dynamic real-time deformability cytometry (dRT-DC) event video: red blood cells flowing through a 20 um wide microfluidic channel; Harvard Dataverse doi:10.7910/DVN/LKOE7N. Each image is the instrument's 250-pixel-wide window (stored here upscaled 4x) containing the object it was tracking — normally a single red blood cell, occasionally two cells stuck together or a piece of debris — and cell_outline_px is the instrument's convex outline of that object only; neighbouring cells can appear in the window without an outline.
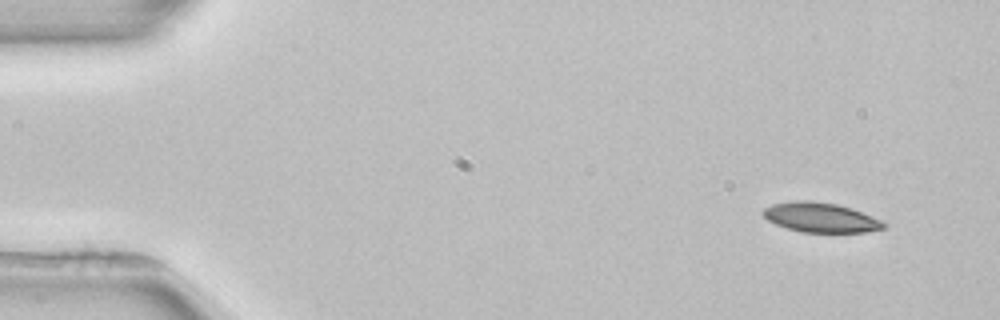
{"species": "common noctule bat (a hibernating species)", "species_latin": "Nyctalus noctula", "temperature_condition": "room temperature", "stored_images_in_passage": 5, "camera_frame_rate_fps": 3000, "um_per_image_px": 0.085, "animal": {"sex": "female", "body_mass_g": 22.7, "forearm_length_mm": 54.2}, "frame": {"image": 1, "passage_image": 1, "time_ms": 0.0, "image_size_px": [1000, 320], "cell_outline_px": [[888, 224], [884, 228], [864, 232], [800, 232], [776, 224], [768, 220], [760, 212], [764, 208], [772, 204], [796, 200], [808, 200], [836, 204], [852, 208], [880, 220]], "centroid_in_image_um": [69.73, 18.48], "position_along_channel_um": 15.3, "area_um2": 20.75}}
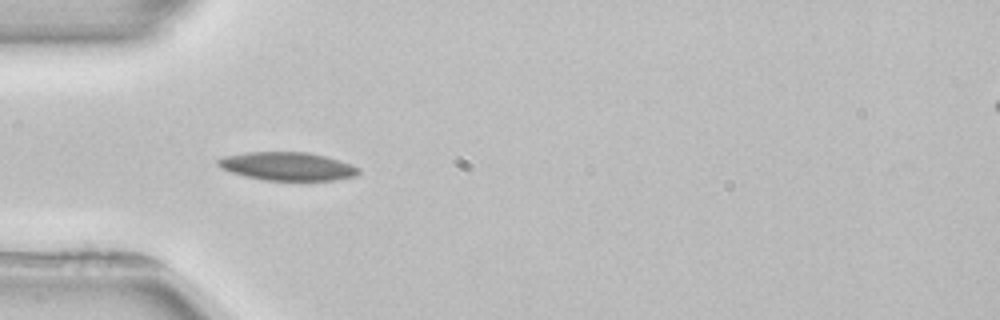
{"frame": {"image": 2, "passage_image": 4, "time_ms": 4.0, "image_size_px": [1000, 320], "cell_outline_px": [[360, 172], [356, 176], [336, 180], [264, 180], [244, 176], [220, 168], [216, 164], [216, 160], [224, 156], [248, 152], [308, 152], [328, 156], [352, 164], [360, 168]], "centroid_in_image_um": [24.46, 14.13], "position_along_channel_um": 60.5, "area_um2": 23.41}}